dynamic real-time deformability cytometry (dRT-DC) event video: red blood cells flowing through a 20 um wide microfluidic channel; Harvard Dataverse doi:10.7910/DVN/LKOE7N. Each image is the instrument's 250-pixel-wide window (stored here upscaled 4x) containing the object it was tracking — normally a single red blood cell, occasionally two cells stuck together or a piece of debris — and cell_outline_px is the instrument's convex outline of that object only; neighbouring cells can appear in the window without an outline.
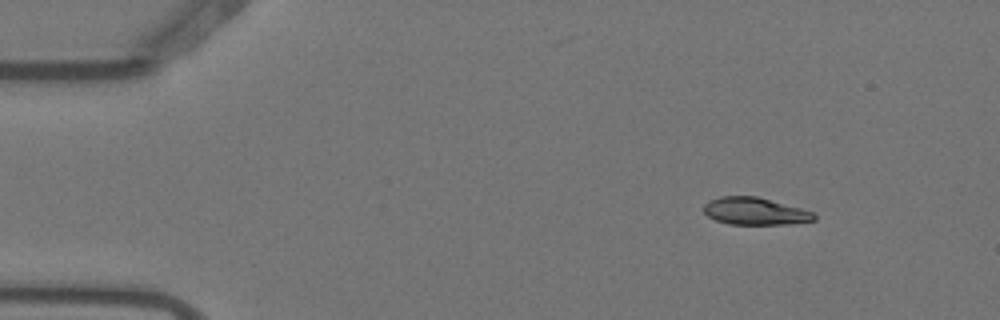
{"species": "Egyptian fruit bat (a non-hibernating species)", "species_latin": "Rousettus aegyptiacus", "temperature_condition": "warm", "stored_images_in_passage": 3, "camera_frame_rate_fps": 3000, "um_per_image_px": 0.085, "animal": {"sex": "female"}, "frame": {"image": 1, "passage_image": 1, "time_ms": 0.0, "image_size_px": [1000, 320], "cell_outline_px": [[816, 220], [792, 224], [728, 224], [716, 220], [708, 216], [704, 212], [704, 204], [708, 200], [720, 196], [756, 196], [800, 208], [812, 212], [816, 216]], "centroid_in_image_um": [64.15, 17.95], "position_along_channel_um": 20.8, "area_um2": 17.51}}